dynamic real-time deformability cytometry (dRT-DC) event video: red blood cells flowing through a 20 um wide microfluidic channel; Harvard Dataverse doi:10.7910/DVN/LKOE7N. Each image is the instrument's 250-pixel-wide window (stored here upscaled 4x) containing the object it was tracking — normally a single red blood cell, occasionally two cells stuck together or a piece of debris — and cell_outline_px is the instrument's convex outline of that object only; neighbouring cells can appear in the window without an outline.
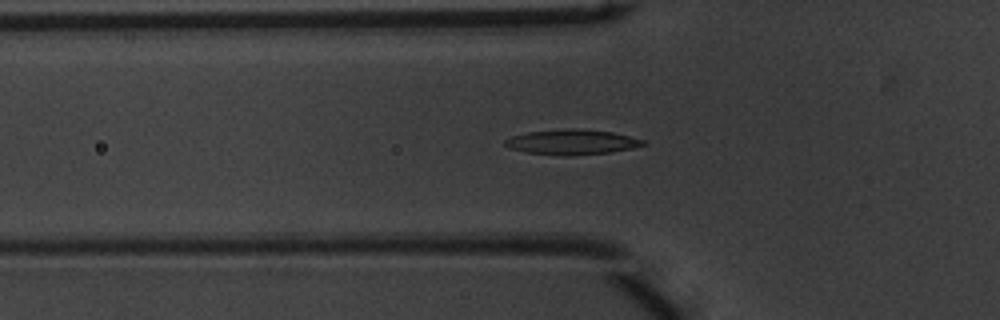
{"species": "common noctule bat (a hibernating species)", "species_latin": "Nyctalus noctula", "temperature_condition": "warm", "stored_images_in_passage": 52, "camera_frame_rate_fps": 3000, "um_per_image_px": 0.085, "animal": {"sex": "male", "body_mass_g": 20.1, "forearm_length_mm": 53.5}, "frame": {"image": 1, "passage_image": 18, "time_ms": 5.667, "image_size_px": [1000, 320], "cell_outline_px": [[644, 144], [632, 148], [612, 152], [572, 156], [564, 156], [528, 152], [508, 148], [504, 144], [504, 140], [512, 136], [528, 132], [568, 128], [576, 128], [612, 132], [644, 140]], "centroid_in_image_um": [48.58, 12.08], "position_along_channel_um": 77.2, "area_um2": 20.11}}
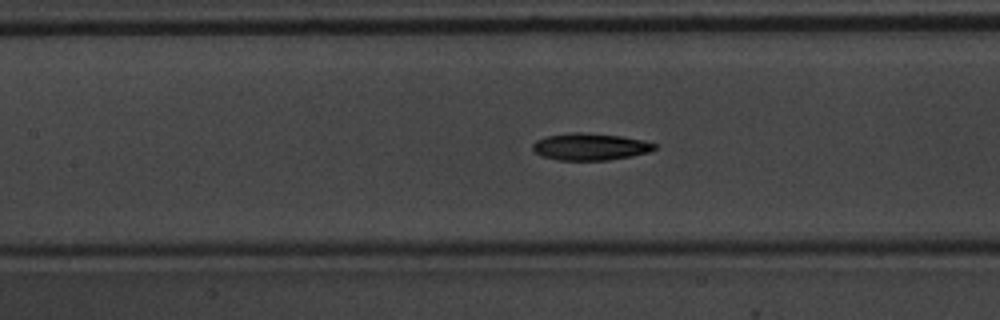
{"frame": {"image": 2, "passage_image": 24, "time_ms": 7.667, "image_size_px": [1000, 320], "cell_outline_px": [[656, 148], [648, 152], [632, 156], [608, 160], [556, 160], [540, 156], [532, 148], [532, 144], [536, 140], [548, 136], [568, 132], [580, 132], [620, 136], [644, 140], [656, 144]], "centroid_in_image_um": [50.14, 12.47], "position_along_channel_um": 157.3, "area_um2": 19.19}}
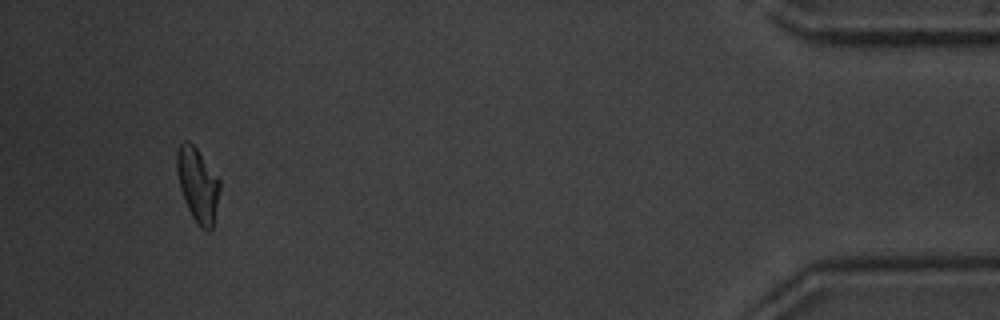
{"frame": {"image": 3, "passage_image": 49, "time_ms": 16.0, "image_size_px": [1000, 320], "cell_outline_px": [[220, 188], [212, 228], [208, 232], [200, 228], [192, 216], [184, 200], [180, 188], [176, 168], [176, 152], [180, 144], [184, 140], [188, 140], [196, 148], [220, 180]], "centroid_in_image_um": [16.79, 15.7], "position_along_channel_um": 418.4, "area_um2": 18.38}, "authors_computed_cell_mechanics": {"area_um2": 18.6694, "velocity_mm_per_s": 3.9411, "shape_relaxation_time_tau1_ms": 4.1431, "shape_relaxation_time_tau2_ms": 6.8138, "deformation_change_tau1": 0.156, "deformation_change_tau2": 0.1571}}